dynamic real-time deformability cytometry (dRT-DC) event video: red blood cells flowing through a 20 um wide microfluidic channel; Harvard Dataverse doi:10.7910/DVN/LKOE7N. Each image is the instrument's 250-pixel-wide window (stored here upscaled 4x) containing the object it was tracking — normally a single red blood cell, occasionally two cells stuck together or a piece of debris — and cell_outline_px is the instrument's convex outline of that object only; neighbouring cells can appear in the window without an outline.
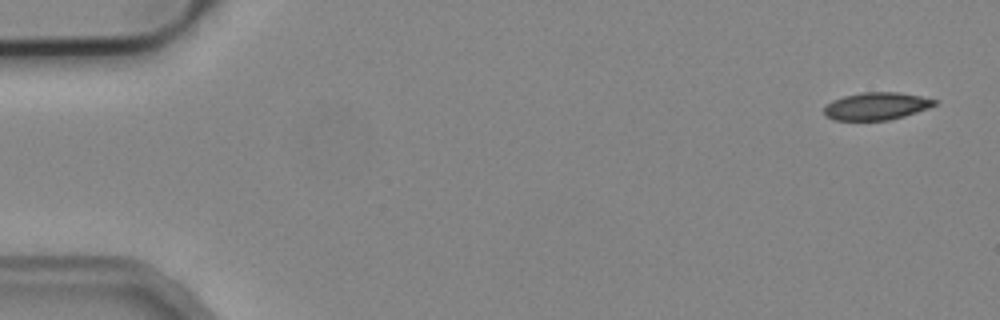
{"species": "common noctule bat (a hibernating species)", "species_latin": "Nyctalus noctula", "temperature_condition": "cold", "stored_images_in_passage": 4, "camera_frame_rate_fps": 3000, "um_per_image_px": 0.085, "animal": {"sex": "male", "body_mass_g": 19.2, "forearm_length_mm": 51.8}, "frame": {"image": 1, "passage_image": 1, "time_ms": 0.0, "image_size_px": [1000, 320], "cell_outline_px": [[936, 104], [928, 108], [904, 116], [888, 120], [836, 120], [824, 116], [824, 108], [832, 100], [844, 96], [860, 92], [900, 92], [920, 96], [936, 100]], "centroid_in_image_um": [74.47, 9.02], "position_along_channel_um": 10.5, "area_um2": 17.63}}
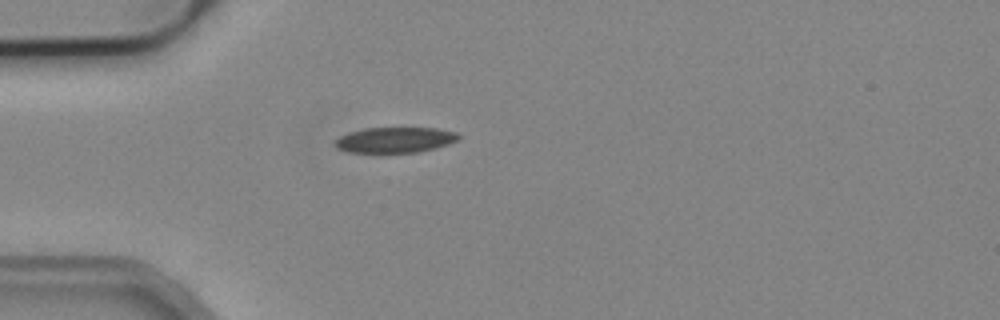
{"frame": {"image": 2, "passage_image": 4, "time_ms": 4.333, "image_size_px": [1000, 320], "cell_outline_px": [[460, 136], [456, 140], [448, 144], [420, 152], [380, 156], [348, 152], [336, 148], [332, 144], [332, 140], [348, 132], [364, 128], [436, 128], [456, 132]], "centroid_in_image_um": [33.45, 11.95], "position_along_channel_um": 51.6, "area_um2": 19.48}}